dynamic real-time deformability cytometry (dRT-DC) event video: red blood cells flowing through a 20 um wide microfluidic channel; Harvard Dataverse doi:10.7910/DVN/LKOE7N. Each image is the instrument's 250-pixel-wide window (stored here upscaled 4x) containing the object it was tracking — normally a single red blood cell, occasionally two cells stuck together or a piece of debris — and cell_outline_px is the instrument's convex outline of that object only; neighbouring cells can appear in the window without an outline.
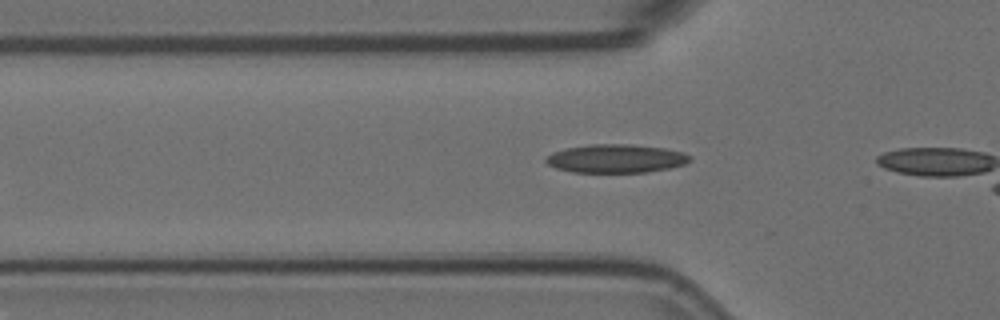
{"species": "Egyptian fruit bat (a non-hibernating species)", "species_latin": "Rousettus aegyptiacus", "temperature_condition": "room temperature", "stored_images_in_passage": 2, "camera_frame_rate_fps": 3000, "um_per_image_px": 0.085, "animal": {"sex": "female"}, "frame": {"image": 1, "passage_image": 2, "time_ms": 0.333, "image_size_px": [1000, 320], "cell_outline_px": [[692, 160], [684, 164], [668, 168], [644, 172], [572, 172], [556, 168], [548, 164], [544, 160], [544, 156], [552, 152], [568, 148], [592, 144], [632, 144], [664, 148], [684, 152], [692, 156]], "centroid_in_image_um": [52.35, 13.47], "position_along_channel_um": 73.4, "area_um2": 23.93}}